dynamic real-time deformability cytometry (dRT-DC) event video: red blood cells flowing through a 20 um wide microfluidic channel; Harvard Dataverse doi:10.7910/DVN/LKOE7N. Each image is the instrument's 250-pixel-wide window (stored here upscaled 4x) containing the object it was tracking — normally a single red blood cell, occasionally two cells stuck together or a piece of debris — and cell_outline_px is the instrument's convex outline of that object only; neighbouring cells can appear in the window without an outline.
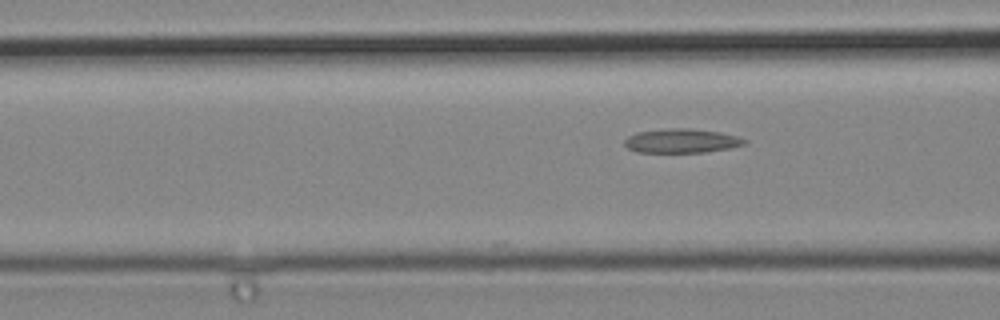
{"species": "common noctule bat (a hibernating species)", "species_latin": "Nyctalus noctula", "temperature_condition": "cold", "stored_images_in_passage": 6, "camera_frame_rate_fps": 3000, "um_per_image_px": 0.085, "animal": {"sex": "male", "body_mass_g": 19.2, "forearm_length_mm": 51.8}, "frame": {"image": 1, "passage_image": 6, "time_ms": 1.667, "image_size_px": [1000, 320], "cell_outline_px": [[748, 140], [744, 144], [728, 148], [704, 152], [636, 152], [628, 148], [624, 144], [624, 140], [628, 136], [636, 132], [668, 128], [692, 128], [720, 132], [736, 136]], "centroid_in_image_um": [57.9, 11.96], "position_along_channel_um": 108.7, "area_um2": 16.82}}